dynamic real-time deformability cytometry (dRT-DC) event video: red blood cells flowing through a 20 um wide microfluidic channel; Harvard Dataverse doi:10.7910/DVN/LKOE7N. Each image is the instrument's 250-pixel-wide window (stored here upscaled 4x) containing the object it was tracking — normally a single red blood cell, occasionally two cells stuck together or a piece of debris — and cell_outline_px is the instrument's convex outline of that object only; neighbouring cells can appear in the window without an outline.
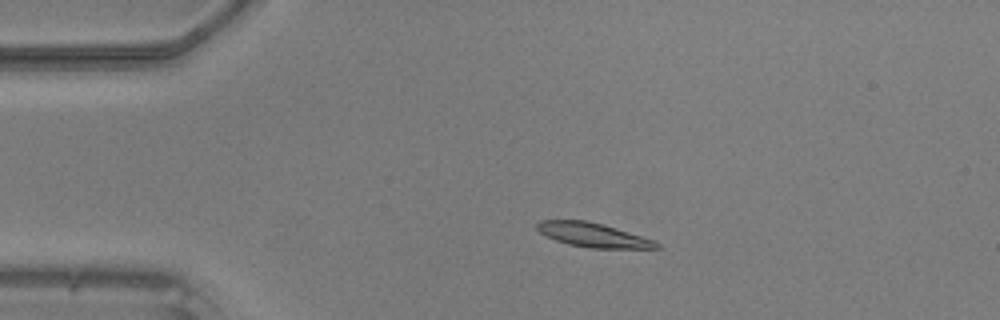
{"species": "common noctule bat (a hibernating species)", "species_latin": "Nyctalus noctula", "temperature_condition": "warm", "stored_images_in_passage": 44, "camera_frame_rate_fps": 3000, "um_per_image_px": 0.085, "animal": {"sex": "male", "body_mass_g": 20.5, "forearm_length_mm": 52.5}, "frame": {"image": 1, "passage_image": 5, "time_ms": 1.333, "image_size_px": [1000, 320], "cell_outline_px": [[660, 248], [592, 248], [568, 244], [556, 240], [540, 232], [536, 228], [536, 224], [540, 220], [588, 220], [604, 224], [652, 240], [660, 244]], "centroid_in_image_um": [50.37, 19.96], "position_along_channel_um": 34.6, "area_um2": 16.59}}
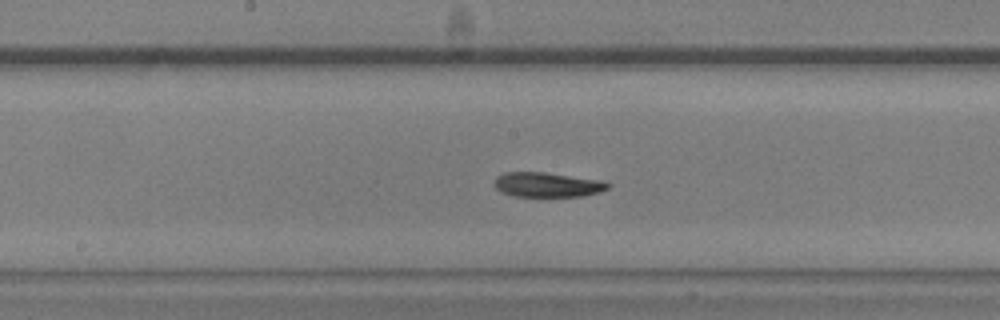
{"frame": {"image": 2, "passage_image": 20, "time_ms": 6.333, "image_size_px": [1000, 320], "cell_outline_px": [[612, 184], [608, 188], [600, 192], [580, 196], [516, 196], [500, 192], [496, 188], [496, 176], [504, 172], [544, 172], [604, 180]], "centroid_in_image_um": [46.56, 15.69], "position_along_channel_um": 201.6, "area_um2": 16.36}}
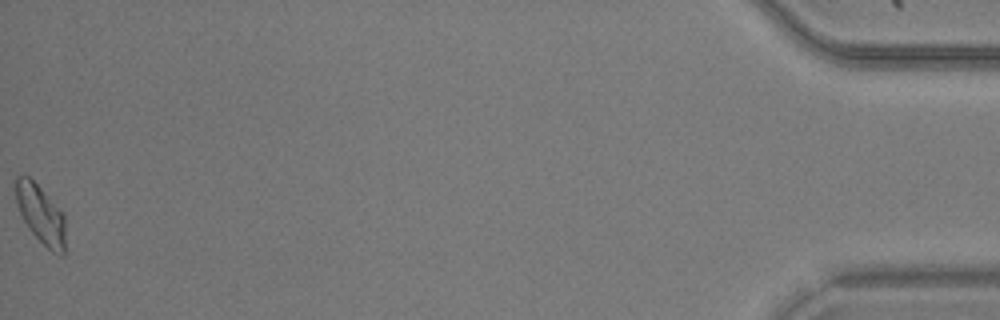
{"frame": {"image": 3, "passage_image": 44, "time_ms": 14.333, "image_size_px": [1000, 320], "cell_outline_px": [[64, 256], [60, 256], [52, 252], [28, 228], [20, 212], [16, 200], [16, 176], [28, 176], [40, 188], [64, 216]], "centroid_in_image_um": [3.46, 18.25], "position_along_channel_um": 431.7, "area_um2": 16.3}}